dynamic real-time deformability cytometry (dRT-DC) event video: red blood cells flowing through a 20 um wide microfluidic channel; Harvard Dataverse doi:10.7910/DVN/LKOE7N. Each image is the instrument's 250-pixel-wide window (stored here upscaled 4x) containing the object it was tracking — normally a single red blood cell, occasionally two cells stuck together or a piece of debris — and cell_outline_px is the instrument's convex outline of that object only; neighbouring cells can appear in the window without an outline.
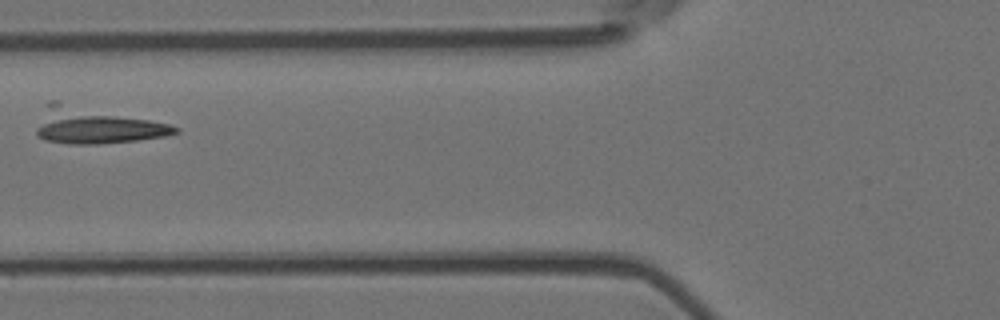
{"species": "Egyptian fruit bat (a non-hibernating species)", "species_latin": "Rousettus aegyptiacus", "temperature_condition": "room temperature", "stored_images_in_passage": 2, "camera_frame_rate_fps": 3000, "um_per_image_px": 0.085, "animal": {"sex": "female"}, "frame": {"image": 1, "passage_image": 2, "time_ms": 0.333, "image_size_px": [1000, 320], "cell_outline_px": [[180, 132], [164, 136], [136, 140], [100, 144], [68, 144], [44, 140], [36, 136], [36, 128], [48, 100], [56, 100], [168, 124], [180, 128]], "centroid_in_image_um": [8.07, 10.68], "position_along_channel_um": 117.7, "area_um2": 29.02}}